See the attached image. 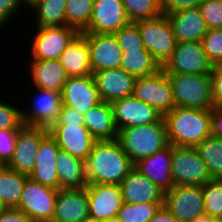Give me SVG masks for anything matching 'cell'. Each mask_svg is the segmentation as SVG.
Segmentation results:
<instances>
[{
  "label": "cell",
  "instance_id": "50",
  "mask_svg": "<svg viewBox=\"0 0 222 222\" xmlns=\"http://www.w3.org/2000/svg\"><path fill=\"white\" fill-rule=\"evenodd\" d=\"M214 219L207 214L206 212H203L197 216H195L194 218H192L190 220V222H212Z\"/></svg>",
  "mask_w": 222,
  "mask_h": 222
},
{
  "label": "cell",
  "instance_id": "32",
  "mask_svg": "<svg viewBox=\"0 0 222 222\" xmlns=\"http://www.w3.org/2000/svg\"><path fill=\"white\" fill-rule=\"evenodd\" d=\"M67 0H41L32 11L37 13V27L66 26Z\"/></svg>",
  "mask_w": 222,
  "mask_h": 222
},
{
  "label": "cell",
  "instance_id": "55",
  "mask_svg": "<svg viewBox=\"0 0 222 222\" xmlns=\"http://www.w3.org/2000/svg\"><path fill=\"white\" fill-rule=\"evenodd\" d=\"M5 167V165L0 161V171Z\"/></svg>",
  "mask_w": 222,
  "mask_h": 222
},
{
  "label": "cell",
  "instance_id": "13",
  "mask_svg": "<svg viewBox=\"0 0 222 222\" xmlns=\"http://www.w3.org/2000/svg\"><path fill=\"white\" fill-rule=\"evenodd\" d=\"M129 23L121 0H94L89 25L80 33L114 34Z\"/></svg>",
  "mask_w": 222,
  "mask_h": 222
},
{
  "label": "cell",
  "instance_id": "43",
  "mask_svg": "<svg viewBox=\"0 0 222 222\" xmlns=\"http://www.w3.org/2000/svg\"><path fill=\"white\" fill-rule=\"evenodd\" d=\"M211 82L214 107L222 106V62L213 64Z\"/></svg>",
  "mask_w": 222,
  "mask_h": 222
},
{
  "label": "cell",
  "instance_id": "4",
  "mask_svg": "<svg viewBox=\"0 0 222 222\" xmlns=\"http://www.w3.org/2000/svg\"><path fill=\"white\" fill-rule=\"evenodd\" d=\"M175 107L213 109L211 74H167Z\"/></svg>",
  "mask_w": 222,
  "mask_h": 222
},
{
  "label": "cell",
  "instance_id": "23",
  "mask_svg": "<svg viewBox=\"0 0 222 222\" xmlns=\"http://www.w3.org/2000/svg\"><path fill=\"white\" fill-rule=\"evenodd\" d=\"M171 164L172 145L169 144L153 155L139 160L134 164V167L166 192L174 186Z\"/></svg>",
  "mask_w": 222,
  "mask_h": 222
},
{
  "label": "cell",
  "instance_id": "16",
  "mask_svg": "<svg viewBox=\"0 0 222 222\" xmlns=\"http://www.w3.org/2000/svg\"><path fill=\"white\" fill-rule=\"evenodd\" d=\"M81 34L86 38L89 47L92 74L120 68L123 51L114 34Z\"/></svg>",
  "mask_w": 222,
  "mask_h": 222
},
{
  "label": "cell",
  "instance_id": "9",
  "mask_svg": "<svg viewBox=\"0 0 222 222\" xmlns=\"http://www.w3.org/2000/svg\"><path fill=\"white\" fill-rule=\"evenodd\" d=\"M212 66L201 41H184L177 42L171 57L161 68L166 74H211Z\"/></svg>",
  "mask_w": 222,
  "mask_h": 222
},
{
  "label": "cell",
  "instance_id": "54",
  "mask_svg": "<svg viewBox=\"0 0 222 222\" xmlns=\"http://www.w3.org/2000/svg\"><path fill=\"white\" fill-rule=\"evenodd\" d=\"M5 209V207L3 206V204L0 201V213Z\"/></svg>",
  "mask_w": 222,
  "mask_h": 222
},
{
  "label": "cell",
  "instance_id": "26",
  "mask_svg": "<svg viewBox=\"0 0 222 222\" xmlns=\"http://www.w3.org/2000/svg\"><path fill=\"white\" fill-rule=\"evenodd\" d=\"M31 61L29 69L34 87L61 93L69 76L60 59Z\"/></svg>",
  "mask_w": 222,
  "mask_h": 222
},
{
  "label": "cell",
  "instance_id": "27",
  "mask_svg": "<svg viewBox=\"0 0 222 222\" xmlns=\"http://www.w3.org/2000/svg\"><path fill=\"white\" fill-rule=\"evenodd\" d=\"M83 116L84 126L96 141L117 139L118 130L111 103L100 101Z\"/></svg>",
  "mask_w": 222,
  "mask_h": 222
},
{
  "label": "cell",
  "instance_id": "47",
  "mask_svg": "<svg viewBox=\"0 0 222 222\" xmlns=\"http://www.w3.org/2000/svg\"><path fill=\"white\" fill-rule=\"evenodd\" d=\"M0 222H33L24 212L16 208H5L0 213Z\"/></svg>",
  "mask_w": 222,
  "mask_h": 222
},
{
  "label": "cell",
  "instance_id": "40",
  "mask_svg": "<svg viewBox=\"0 0 222 222\" xmlns=\"http://www.w3.org/2000/svg\"><path fill=\"white\" fill-rule=\"evenodd\" d=\"M11 105L0 101V130H19L24 125L21 109Z\"/></svg>",
  "mask_w": 222,
  "mask_h": 222
},
{
  "label": "cell",
  "instance_id": "36",
  "mask_svg": "<svg viewBox=\"0 0 222 222\" xmlns=\"http://www.w3.org/2000/svg\"><path fill=\"white\" fill-rule=\"evenodd\" d=\"M164 203H123L117 218L120 222H149Z\"/></svg>",
  "mask_w": 222,
  "mask_h": 222
},
{
  "label": "cell",
  "instance_id": "51",
  "mask_svg": "<svg viewBox=\"0 0 222 222\" xmlns=\"http://www.w3.org/2000/svg\"><path fill=\"white\" fill-rule=\"evenodd\" d=\"M41 0H17L19 7L22 6V4H26L27 7H30V10H32Z\"/></svg>",
  "mask_w": 222,
  "mask_h": 222
},
{
  "label": "cell",
  "instance_id": "22",
  "mask_svg": "<svg viewBox=\"0 0 222 222\" xmlns=\"http://www.w3.org/2000/svg\"><path fill=\"white\" fill-rule=\"evenodd\" d=\"M124 203H164V191L135 167L120 183Z\"/></svg>",
  "mask_w": 222,
  "mask_h": 222
},
{
  "label": "cell",
  "instance_id": "7",
  "mask_svg": "<svg viewBox=\"0 0 222 222\" xmlns=\"http://www.w3.org/2000/svg\"><path fill=\"white\" fill-rule=\"evenodd\" d=\"M132 96L153 106L162 116L175 108L171 81L162 68L136 78Z\"/></svg>",
  "mask_w": 222,
  "mask_h": 222
},
{
  "label": "cell",
  "instance_id": "6",
  "mask_svg": "<svg viewBox=\"0 0 222 222\" xmlns=\"http://www.w3.org/2000/svg\"><path fill=\"white\" fill-rule=\"evenodd\" d=\"M172 180L174 185L203 186L211 176L195 147L172 145Z\"/></svg>",
  "mask_w": 222,
  "mask_h": 222
},
{
  "label": "cell",
  "instance_id": "20",
  "mask_svg": "<svg viewBox=\"0 0 222 222\" xmlns=\"http://www.w3.org/2000/svg\"><path fill=\"white\" fill-rule=\"evenodd\" d=\"M92 76L101 101L112 103L115 100L132 96L136 78L122 68L98 71Z\"/></svg>",
  "mask_w": 222,
  "mask_h": 222
},
{
  "label": "cell",
  "instance_id": "31",
  "mask_svg": "<svg viewBox=\"0 0 222 222\" xmlns=\"http://www.w3.org/2000/svg\"><path fill=\"white\" fill-rule=\"evenodd\" d=\"M120 68L140 78L154 74L161 66L147 50H133L123 52Z\"/></svg>",
  "mask_w": 222,
  "mask_h": 222
},
{
  "label": "cell",
  "instance_id": "45",
  "mask_svg": "<svg viewBox=\"0 0 222 222\" xmlns=\"http://www.w3.org/2000/svg\"><path fill=\"white\" fill-rule=\"evenodd\" d=\"M204 0H162L163 14L176 12L191 7H199Z\"/></svg>",
  "mask_w": 222,
  "mask_h": 222
},
{
  "label": "cell",
  "instance_id": "56",
  "mask_svg": "<svg viewBox=\"0 0 222 222\" xmlns=\"http://www.w3.org/2000/svg\"><path fill=\"white\" fill-rule=\"evenodd\" d=\"M212 222H222V219H214Z\"/></svg>",
  "mask_w": 222,
  "mask_h": 222
},
{
  "label": "cell",
  "instance_id": "19",
  "mask_svg": "<svg viewBox=\"0 0 222 222\" xmlns=\"http://www.w3.org/2000/svg\"><path fill=\"white\" fill-rule=\"evenodd\" d=\"M61 97L62 105L83 115L101 101L92 75L69 77L63 86Z\"/></svg>",
  "mask_w": 222,
  "mask_h": 222
},
{
  "label": "cell",
  "instance_id": "44",
  "mask_svg": "<svg viewBox=\"0 0 222 222\" xmlns=\"http://www.w3.org/2000/svg\"><path fill=\"white\" fill-rule=\"evenodd\" d=\"M77 124L84 125V116L77 110L68 106L62 105L59 118L52 125H69Z\"/></svg>",
  "mask_w": 222,
  "mask_h": 222
},
{
  "label": "cell",
  "instance_id": "12",
  "mask_svg": "<svg viewBox=\"0 0 222 222\" xmlns=\"http://www.w3.org/2000/svg\"><path fill=\"white\" fill-rule=\"evenodd\" d=\"M163 206L180 222H190L205 212L203 186L174 185L164 193Z\"/></svg>",
  "mask_w": 222,
  "mask_h": 222
},
{
  "label": "cell",
  "instance_id": "46",
  "mask_svg": "<svg viewBox=\"0 0 222 222\" xmlns=\"http://www.w3.org/2000/svg\"><path fill=\"white\" fill-rule=\"evenodd\" d=\"M19 9L17 0H0V30L9 24L11 18Z\"/></svg>",
  "mask_w": 222,
  "mask_h": 222
},
{
  "label": "cell",
  "instance_id": "21",
  "mask_svg": "<svg viewBox=\"0 0 222 222\" xmlns=\"http://www.w3.org/2000/svg\"><path fill=\"white\" fill-rule=\"evenodd\" d=\"M88 217L86 188L58 190L51 222H83Z\"/></svg>",
  "mask_w": 222,
  "mask_h": 222
},
{
  "label": "cell",
  "instance_id": "34",
  "mask_svg": "<svg viewBox=\"0 0 222 222\" xmlns=\"http://www.w3.org/2000/svg\"><path fill=\"white\" fill-rule=\"evenodd\" d=\"M130 22L153 19L163 14L162 0H121Z\"/></svg>",
  "mask_w": 222,
  "mask_h": 222
},
{
  "label": "cell",
  "instance_id": "17",
  "mask_svg": "<svg viewBox=\"0 0 222 222\" xmlns=\"http://www.w3.org/2000/svg\"><path fill=\"white\" fill-rule=\"evenodd\" d=\"M36 89L38 93L31 101L33 103L29 107L30 110L24 112L22 109V119L24 125L49 128L59 118L62 107L61 93Z\"/></svg>",
  "mask_w": 222,
  "mask_h": 222
},
{
  "label": "cell",
  "instance_id": "49",
  "mask_svg": "<svg viewBox=\"0 0 222 222\" xmlns=\"http://www.w3.org/2000/svg\"><path fill=\"white\" fill-rule=\"evenodd\" d=\"M149 222H180L164 206H162Z\"/></svg>",
  "mask_w": 222,
  "mask_h": 222
},
{
  "label": "cell",
  "instance_id": "11",
  "mask_svg": "<svg viewBox=\"0 0 222 222\" xmlns=\"http://www.w3.org/2000/svg\"><path fill=\"white\" fill-rule=\"evenodd\" d=\"M48 134V128L23 125L16 136L14 154L6 166L29 176L34 169L41 141Z\"/></svg>",
  "mask_w": 222,
  "mask_h": 222
},
{
  "label": "cell",
  "instance_id": "15",
  "mask_svg": "<svg viewBox=\"0 0 222 222\" xmlns=\"http://www.w3.org/2000/svg\"><path fill=\"white\" fill-rule=\"evenodd\" d=\"M85 188L90 218L104 222L117 216L124 203L120 185L88 184Z\"/></svg>",
  "mask_w": 222,
  "mask_h": 222
},
{
  "label": "cell",
  "instance_id": "28",
  "mask_svg": "<svg viewBox=\"0 0 222 222\" xmlns=\"http://www.w3.org/2000/svg\"><path fill=\"white\" fill-rule=\"evenodd\" d=\"M60 61L69 77L92 75L89 47L81 33L66 47Z\"/></svg>",
  "mask_w": 222,
  "mask_h": 222
},
{
  "label": "cell",
  "instance_id": "10",
  "mask_svg": "<svg viewBox=\"0 0 222 222\" xmlns=\"http://www.w3.org/2000/svg\"><path fill=\"white\" fill-rule=\"evenodd\" d=\"M31 41L32 60L60 59L66 47L80 33L71 26L37 27Z\"/></svg>",
  "mask_w": 222,
  "mask_h": 222
},
{
  "label": "cell",
  "instance_id": "38",
  "mask_svg": "<svg viewBox=\"0 0 222 222\" xmlns=\"http://www.w3.org/2000/svg\"><path fill=\"white\" fill-rule=\"evenodd\" d=\"M114 36L123 52L146 50L143 46L138 26L134 22H130L128 25L119 29L114 33Z\"/></svg>",
  "mask_w": 222,
  "mask_h": 222
},
{
  "label": "cell",
  "instance_id": "3",
  "mask_svg": "<svg viewBox=\"0 0 222 222\" xmlns=\"http://www.w3.org/2000/svg\"><path fill=\"white\" fill-rule=\"evenodd\" d=\"M117 140L135 164L169 145L164 117L158 122L118 130Z\"/></svg>",
  "mask_w": 222,
  "mask_h": 222
},
{
  "label": "cell",
  "instance_id": "33",
  "mask_svg": "<svg viewBox=\"0 0 222 222\" xmlns=\"http://www.w3.org/2000/svg\"><path fill=\"white\" fill-rule=\"evenodd\" d=\"M195 148L205 162L211 179H222V139L210 135Z\"/></svg>",
  "mask_w": 222,
  "mask_h": 222
},
{
  "label": "cell",
  "instance_id": "39",
  "mask_svg": "<svg viewBox=\"0 0 222 222\" xmlns=\"http://www.w3.org/2000/svg\"><path fill=\"white\" fill-rule=\"evenodd\" d=\"M201 43L212 64L222 62V29H209L201 39Z\"/></svg>",
  "mask_w": 222,
  "mask_h": 222
},
{
  "label": "cell",
  "instance_id": "1",
  "mask_svg": "<svg viewBox=\"0 0 222 222\" xmlns=\"http://www.w3.org/2000/svg\"><path fill=\"white\" fill-rule=\"evenodd\" d=\"M134 168L129 156L117 139L95 141L85 160L88 184H116Z\"/></svg>",
  "mask_w": 222,
  "mask_h": 222
},
{
  "label": "cell",
  "instance_id": "8",
  "mask_svg": "<svg viewBox=\"0 0 222 222\" xmlns=\"http://www.w3.org/2000/svg\"><path fill=\"white\" fill-rule=\"evenodd\" d=\"M58 190L42 185L28 177L16 209L29 216L33 222H51Z\"/></svg>",
  "mask_w": 222,
  "mask_h": 222
},
{
  "label": "cell",
  "instance_id": "25",
  "mask_svg": "<svg viewBox=\"0 0 222 222\" xmlns=\"http://www.w3.org/2000/svg\"><path fill=\"white\" fill-rule=\"evenodd\" d=\"M172 26L177 42L201 41L209 30L199 7H191L165 14Z\"/></svg>",
  "mask_w": 222,
  "mask_h": 222
},
{
  "label": "cell",
  "instance_id": "37",
  "mask_svg": "<svg viewBox=\"0 0 222 222\" xmlns=\"http://www.w3.org/2000/svg\"><path fill=\"white\" fill-rule=\"evenodd\" d=\"M204 210L213 219H222V179H211L203 185Z\"/></svg>",
  "mask_w": 222,
  "mask_h": 222
},
{
  "label": "cell",
  "instance_id": "24",
  "mask_svg": "<svg viewBox=\"0 0 222 222\" xmlns=\"http://www.w3.org/2000/svg\"><path fill=\"white\" fill-rule=\"evenodd\" d=\"M59 149L56 140L48 134L41 141L34 169L28 177L42 185L60 190L59 176L55 162Z\"/></svg>",
  "mask_w": 222,
  "mask_h": 222
},
{
  "label": "cell",
  "instance_id": "48",
  "mask_svg": "<svg viewBox=\"0 0 222 222\" xmlns=\"http://www.w3.org/2000/svg\"><path fill=\"white\" fill-rule=\"evenodd\" d=\"M211 135L222 139V106L212 109Z\"/></svg>",
  "mask_w": 222,
  "mask_h": 222
},
{
  "label": "cell",
  "instance_id": "41",
  "mask_svg": "<svg viewBox=\"0 0 222 222\" xmlns=\"http://www.w3.org/2000/svg\"><path fill=\"white\" fill-rule=\"evenodd\" d=\"M199 9L209 29H222V0H204Z\"/></svg>",
  "mask_w": 222,
  "mask_h": 222
},
{
  "label": "cell",
  "instance_id": "14",
  "mask_svg": "<svg viewBox=\"0 0 222 222\" xmlns=\"http://www.w3.org/2000/svg\"><path fill=\"white\" fill-rule=\"evenodd\" d=\"M117 130L158 122L163 116L151 105L134 96L124 97L111 103Z\"/></svg>",
  "mask_w": 222,
  "mask_h": 222
},
{
  "label": "cell",
  "instance_id": "18",
  "mask_svg": "<svg viewBox=\"0 0 222 222\" xmlns=\"http://www.w3.org/2000/svg\"><path fill=\"white\" fill-rule=\"evenodd\" d=\"M48 130L61 150L84 161L96 141L84 125H51Z\"/></svg>",
  "mask_w": 222,
  "mask_h": 222
},
{
  "label": "cell",
  "instance_id": "29",
  "mask_svg": "<svg viewBox=\"0 0 222 222\" xmlns=\"http://www.w3.org/2000/svg\"><path fill=\"white\" fill-rule=\"evenodd\" d=\"M55 162L60 189H81L88 185L84 160L59 149Z\"/></svg>",
  "mask_w": 222,
  "mask_h": 222
},
{
  "label": "cell",
  "instance_id": "52",
  "mask_svg": "<svg viewBox=\"0 0 222 222\" xmlns=\"http://www.w3.org/2000/svg\"><path fill=\"white\" fill-rule=\"evenodd\" d=\"M104 222H120V221H119V219L117 217H114V218H109V219H107Z\"/></svg>",
  "mask_w": 222,
  "mask_h": 222
},
{
  "label": "cell",
  "instance_id": "5",
  "mask_svg": "<svg viewBox=\"0 0 222 222\" xmlns=\"http://www.w3.org/2000/svg\"><path fill=\"white\" fill-rule=\"evenodd\" d=\"M140 31L144 48L162 67L174 52L177 40L165 14L134 22Z\"/></svg>",
  "mask_w": 222,
  "mask_h": 222
},
{
  "label": "cell",
  "instance_id": "35",
  "mask_svg": "<svg viewBox=\"0 0 222 222\" xmlns=\"http://www.w3.org/2000/svg\"><path fill=\"white\" fill-rule=\"evenodd\" d=\"M94 0H67L65 6L66 25L82 32L91 20Z\"/></svg>",
  "mask_w": 222,
  "mask_h": 222
},
{
  "label": "cell",
  "instance_id": "53",
  "mask_svg": "<svg viewBox=\"0 0 222 222\" xmlns=\"http://www.w3.org/2000/svg\"><path fill=\"white\" fill-rule=\"evenodd\" d=\"M83 222H103V221H99V220H97V219H92V218H90V217H88L85 221H83Z\"/></svg>",
  "mask_w": 222,
  "mask_h": 222
},
{
  "label": "cell",
  "instance_id": "30",
  "mask_svg": "<svg viewBox=\"0 0 222 222\" xmlns=\"http://www.w3.org/2000/svg\"><path fill=\"white\" fill-rule=\"evenodd\" d=\"M27 178L6 165L0 171V201L5 208H17Z\"/></svg>",
  "mask_w": 222,
  "mask_h": 222
},
{
  "label": "cell",
  "instance_id": "2",
  "mask_svg": "<svg viewBox=\"0 0 222 222\" xmlns=\"http://www.w3.org/2000/svg\"><path fill=\"white\" fill-rule=\"evenodd\" d=\"M163 117L173 146L196 147L211 135L212 109L175 107Z\"/></svg>",
  "mask_w": 222,
  "mask_h": 222
},
{
  "label": "cell",
  "instance_id": "42",
  "mask_svg": "<svg viewBox=\"0 0 222 222\" xmlns=\"http://www.w3.org/2000/svg\"><path fill=\"white\" fill-rule=\"evenodd\" d=\"M18 130H0V161L7 165L14 154Z\"/></svg>",
  "mask_w": 222,
  "mask_h": 222
}]
</instances>
